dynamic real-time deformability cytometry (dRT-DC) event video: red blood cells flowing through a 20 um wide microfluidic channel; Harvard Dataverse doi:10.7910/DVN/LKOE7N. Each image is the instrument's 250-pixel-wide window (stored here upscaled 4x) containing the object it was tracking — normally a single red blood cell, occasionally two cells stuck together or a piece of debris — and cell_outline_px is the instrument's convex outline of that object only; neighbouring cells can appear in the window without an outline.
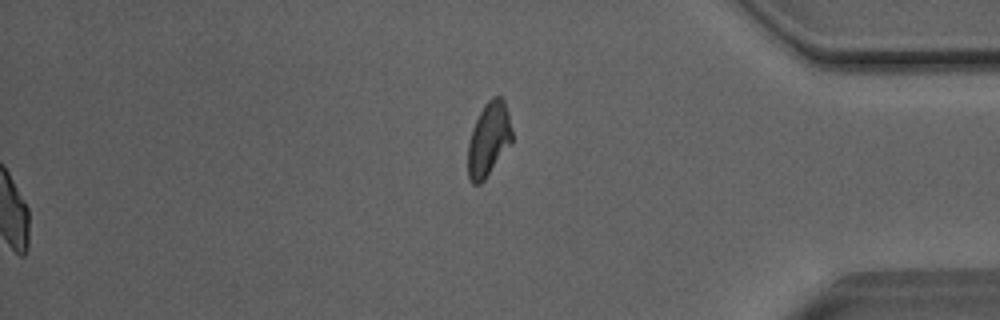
{"species": "Egyptian fruit bat (a non-hibernating species)", "species_latin": "Rousettus aegyptiacus", "temperature_condition": "room temperature", "stored_images_in_passage": 48, "segment_of_instrument_passage": [2, 2], "camera_frame_rate_fps": 3000, "um_per_image_px": 0.085, "animal": {"sex": "male"}, "frame": {"image": 1, "passage_image": 48, "time_ms": 15.667, "image_size_px": [1000, 320], "cell_outline_px": [[512, 140], [484, 180], [480, 184], [472, 184], [468, 176], [468, 144], [472, 128], [484, 104], [492, 96], [500, 96], [504, 100], [508, 112], [512, 132]], "centroid_in_image_um": [41.52, 11.81], "position_along_channel_um": 393.7, "area_um2": 18.73}}